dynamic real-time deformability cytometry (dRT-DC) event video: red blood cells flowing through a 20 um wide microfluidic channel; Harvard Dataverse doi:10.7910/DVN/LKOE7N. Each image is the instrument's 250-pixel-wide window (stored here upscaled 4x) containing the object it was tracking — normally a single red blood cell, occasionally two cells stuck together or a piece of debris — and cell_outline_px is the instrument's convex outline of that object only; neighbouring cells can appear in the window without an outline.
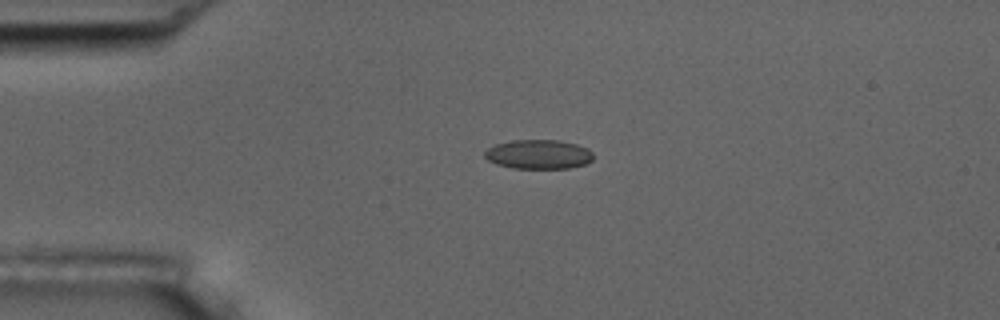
{"species": "common noctule bat (a hibernating species)", "species_latin": "Nyctalus noctula", "temperature_condition": "room temperature", "stored_images_in_passage": 4, "camera_frame_rate_fps": 3000, "um_per_image_px": 0.085, "animal": {"sex": "male", "body_mass_g": 17.5, "forearm_length_mm": 52.3}, "frame": {"image": 1, "passage_image": 3, "time_ms": 3.333, "image_size_px": [1000, 320], "cell_outline_px": [[592, 160], [584, 164], [568, 168], [512, 168], [496, 164], [488, 160], [484, 156], [484, 152], [488, 148], [496, 144], [512, 140], [560, 140], [576, 144], [588, 148], [592, 152]], "centroid_in_image_um": [45.76, 13.11], "position_along_channel_um": 39.2, "area_um2": 18.5}}